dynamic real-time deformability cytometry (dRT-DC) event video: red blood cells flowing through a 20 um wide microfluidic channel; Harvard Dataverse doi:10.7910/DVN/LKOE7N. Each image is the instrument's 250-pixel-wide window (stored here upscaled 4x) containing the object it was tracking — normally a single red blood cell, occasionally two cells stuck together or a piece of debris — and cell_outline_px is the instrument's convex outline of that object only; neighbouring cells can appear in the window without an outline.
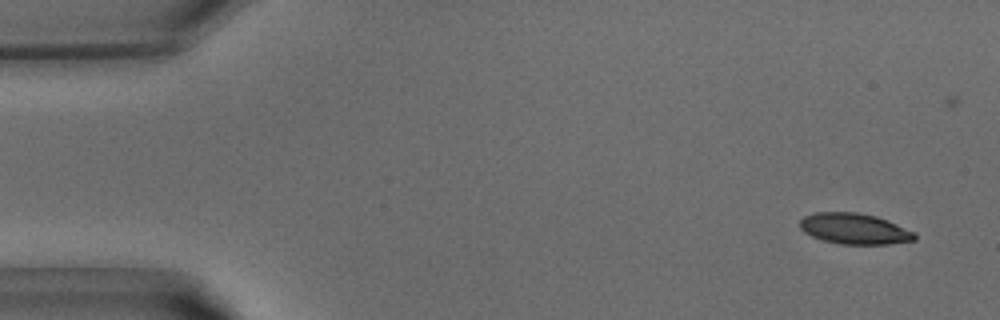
{"species": "common noctule bat (a hibernating species)", "species_latin": "Nyctalus noctula", "temperature_condition": "warm", "stored_images_in_passage": 33, "camera_frame_rate_fps": 3000, "um_per_image_px": 0.085, "animal": {"sex": "male", "body_mass_g": 15.6}, "frame": {"image": 1, "passage_image": 1, "time_ms": 0.0, "image_size_px": [1000, 320], "cell_outline_px": [[916, 240], [888, 244], [840, 244], [824, 240], [812, 236], [804, 232], [800, 228], [800, 220], [804, 216], [816, 212], [856, 212], [876, 216], [888, 220], [916, 232]], "centroid_in_image_um": [72.65, 19.44], "position_along_channel_um": 12.3, "area_um2": 20.69}}
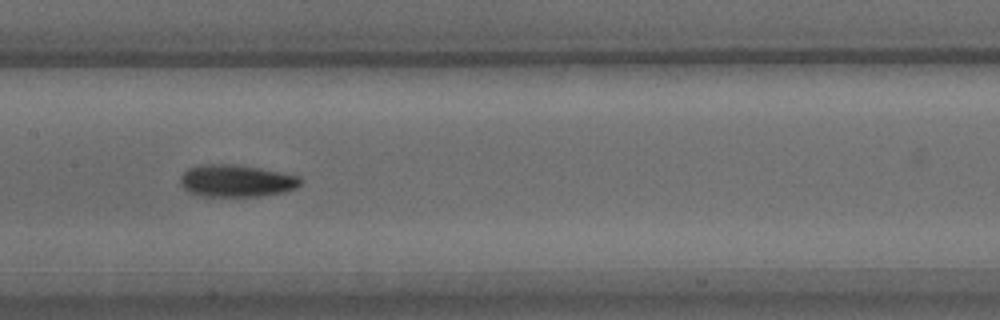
{"frame": {"image": 2, "passage_image": 18, "time_ms": 5.667, "image_size_px": [1000, 320], "cell_outline_px": [[304, 180], [296, 188], [284, 192], [260, 196], [200, 196], [184, 188], [180, 184], [180, 176], [188, 168], [200, 164], [232, 164], [260, 168], [300, 176]], "centroid_in_image_um": [20.11, 15.36], "position_along_channel_um": 187.3, "area_um2": 22.6}}
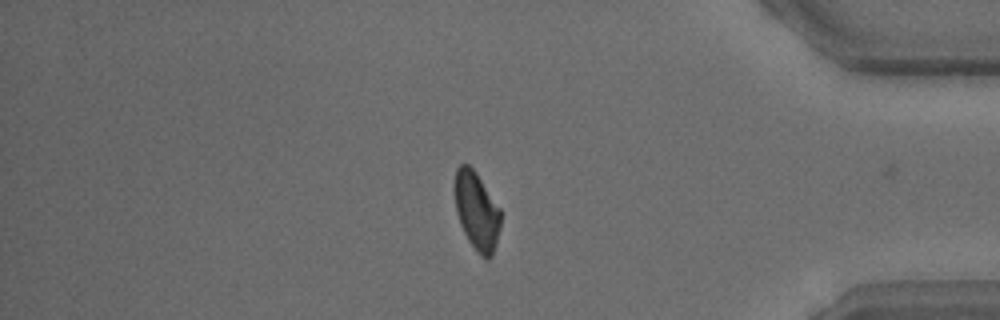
{"frame": {"image": 3, "passage_image": 32, "time_ms": 10.333, "image_size_px": [1000, 320], "cell_outline_px": [[500, 228], [496, 244], [492, 256], [488, 260], [480, 256], [468, 240], [460, 224], [456, 212], [456, 168], [460, 164], [468, 164], [476, 172], [500, 208]], "centroid_in_image_um": [40.54, 17.97], "position_along_channel_um": 394.7, "area_um2": 20.69}}